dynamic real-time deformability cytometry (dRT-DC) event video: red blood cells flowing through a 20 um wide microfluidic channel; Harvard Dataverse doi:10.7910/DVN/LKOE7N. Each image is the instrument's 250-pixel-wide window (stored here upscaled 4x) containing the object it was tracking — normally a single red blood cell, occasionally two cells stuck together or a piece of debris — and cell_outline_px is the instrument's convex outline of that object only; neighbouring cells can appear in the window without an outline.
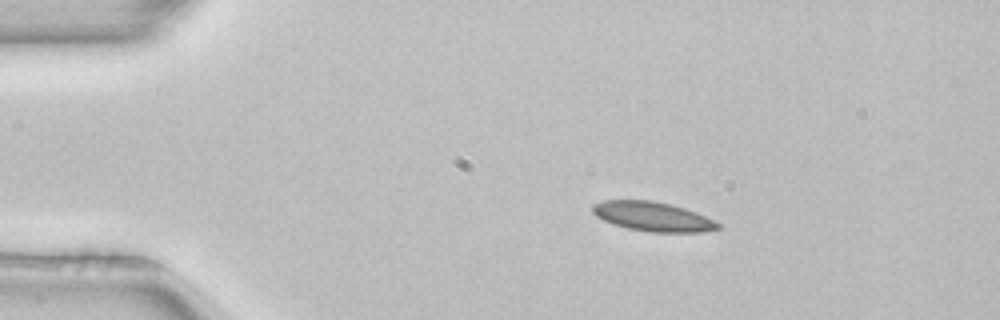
{"species": "common noctule bat (a hibernating species)", "species_latin": "Nyctalus noctula", "temperature_condition": "room temperature", "stored_images_in_passage": 4, "camera_frame_rate_fps": 3000, "um_per_image_px": 0.085, "animal": {"sex": "female", "body_mass_g": 22.7, "forearm_length_mm": 54.2}, "frame": {"image": 1, "passage_image": 2, "time_ms": 0.333, "image_size_px": [1000, 320], "cell_outline_px": [[720, 228], [700, 232], [652, 232], [628, 228], [612, 224], [596, 216], [592, 212], [592, 204], [604, 200], [652, 200], [672, 204], [696, 212], [720, 224]], "centroid_in_image_um": [55.45, 18.39], "position_along_channel_um": 29.6, "area_um2": 21.39}}
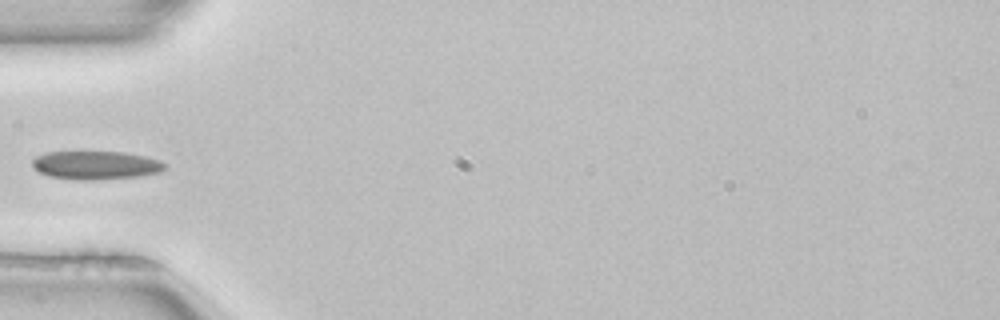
{"frame": {"image": 2, "passage_image": 4, "time_ms": 1.0, "image_size_px": [1000, 320], "cell_outline_px": [[164, 168], [160, 172], [140, 176], [96, 180], [80, 180], [48, 176], [32, 168], [32, 160], [36, 156], [48, 152], [124, 152], [144, 156], [160, 160], [164, 164]], "centroid_in_image_um": [8.11, 14.04], "position_along_channel_um": 76.9, "area_um2": 21.91}}